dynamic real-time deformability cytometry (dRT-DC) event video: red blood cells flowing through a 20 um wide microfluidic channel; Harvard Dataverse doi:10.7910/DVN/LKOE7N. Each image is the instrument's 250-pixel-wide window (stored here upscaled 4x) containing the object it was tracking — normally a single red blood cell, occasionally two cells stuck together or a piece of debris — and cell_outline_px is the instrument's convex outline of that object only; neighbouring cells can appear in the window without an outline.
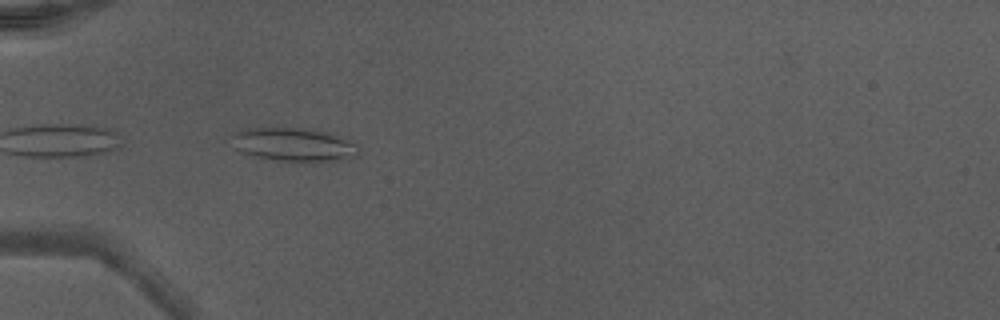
{"species": "Egyptian fruit bat (a non-hibernating species)", "species_latin": "Rousettus aegyptiacus", "temperature_condition": "warm", "stored_images_in_passage": 3, "camera_frame_rate_fps": 3000, "um_per_image_px": 0.085, "animal": {"sex": "male"}, "frame": {"image": 1, "passage_image": 1, "time_ms": 0.0, "image_size_px": [1000, 320], "cell_outline_px": [[360, 156], [336, 160], [292, 164], [256, 156], [240, 152], [236, 148], [232, 136], [236, 132], [244, 128], [304, 128], [328, 132], [348, 140], [356, 144], [360, 148]], "centroid_in_image_um": [25.02, 12.32], "position_along_channel_um": 60.0, "area_um2": 25.26}}